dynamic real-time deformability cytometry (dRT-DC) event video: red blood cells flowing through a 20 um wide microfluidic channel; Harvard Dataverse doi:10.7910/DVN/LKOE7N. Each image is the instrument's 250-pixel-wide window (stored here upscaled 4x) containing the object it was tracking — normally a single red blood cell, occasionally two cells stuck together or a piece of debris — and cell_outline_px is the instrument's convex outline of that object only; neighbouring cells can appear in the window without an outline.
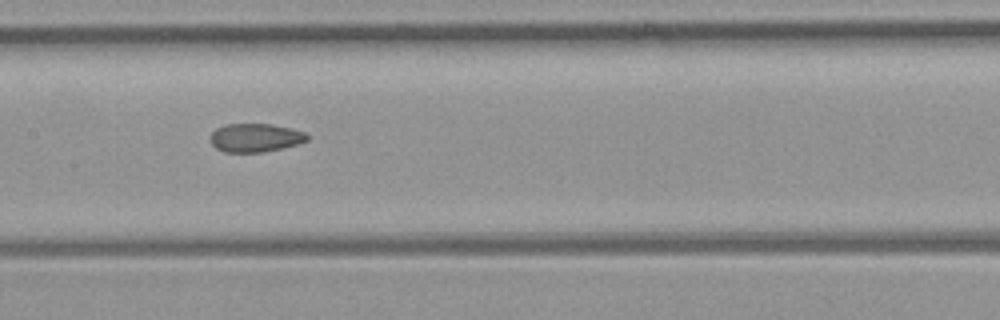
{"species": "common noctule bat (a hibernating species)", "species_latin": "Nyctalus noctula", "temperature_condition": "room temperature", "stored_images_in_passage": 11, "segment_of_instrument_passage": [1, 2], "camera_frame_rate_fps": 3000, "um_per_image_px": 0.085, "animal": {"sex": "female", "body_mass_g": 21.9}, "frame": {"image": 1, "passage_image": 7, "time_ms": 7.667, "image_size_px": [1000, 320], "cell_outline_px": [[308, 140], [296, 144], [280, 148], [260, 152], [224, 152], [216, 148], [208, 140], [212, 132], [216, 128], [224, 124], [272, 124], [292, 128], [304, 132], [308, 136]], "centroid_in_image_um": [21.65, 11.69], "position_along_channel_um": 185.7, "area_um2": 16.07}}
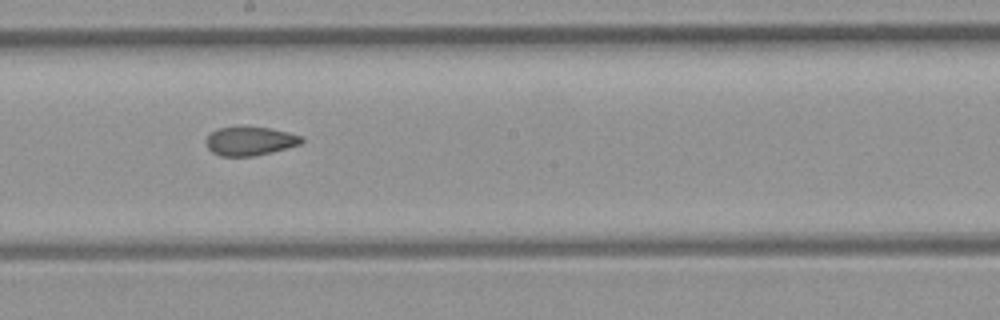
{"frame": {"image": 2, "passage_image": 8, "time_ms": 8.667, "image_size_px": [1000, 320], "cell_outline_px": [[304, 140], [300, 144], [272, 152], [252, 156], [220, 156], [212, 152], [208, 148], [204, 140], [216, 128], [268, 128], [288, 132], [304, 136]], "centroid_in_image_um": [21.25, 12.01], "position_along_channel_um": 226.9, "area_um2": 15.78}}
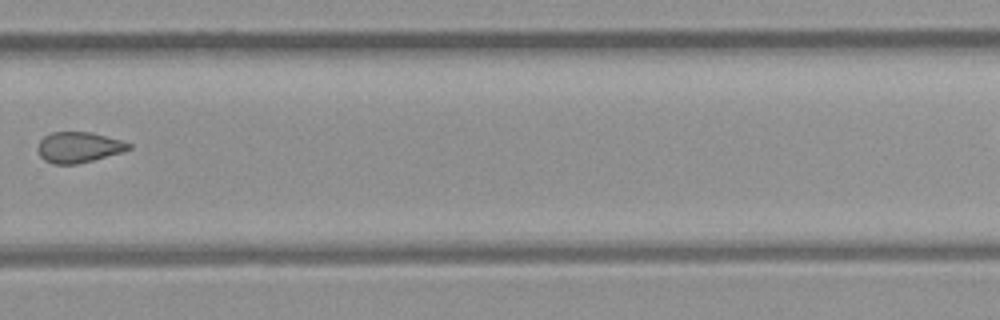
{"frame": {"image": 3, "passage_image": 10, "time_ms": 11.0, "image_size_px": [1000, 320], "cell_outline_px": [[132, 148], [124, 152], [76, 164], [52, 164], [44, 160], [40, 156], [36, 148], [40, 140], [44, 136], [52, 132], [92, 132], [120, 140], [132, 144]], "centroid_in_image_um": [6.68, 12.52], "position_along_channel_um": 323.1, "area_um2": 16.36}}